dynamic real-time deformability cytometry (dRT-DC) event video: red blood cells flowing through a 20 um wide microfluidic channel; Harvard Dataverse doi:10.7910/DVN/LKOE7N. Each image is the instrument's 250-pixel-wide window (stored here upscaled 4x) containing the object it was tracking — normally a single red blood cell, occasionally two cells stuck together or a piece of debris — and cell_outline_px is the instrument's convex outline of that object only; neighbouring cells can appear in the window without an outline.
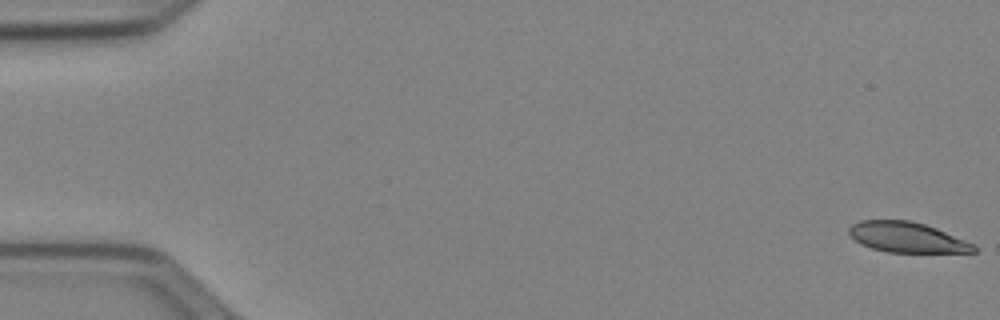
{"species": "Egyptian fruit bat (a non-hibernating species)", "species_latin": "Rousettus aegyptiacus", "temperature_condition": "cold", "stored_images_in_passage": 16, "camera_frame_rate_fps": 3000, "um_per_image_px": 0.085, "animal": {"sex": "female"}, "frame": {"image": 1, "passage_image": 1, "time_ms": 0.0, "image_size_px": [1000, 320], "cell_outline_px": [[976, 252], [888, 252], [872, 248], [860, 244], [848, 232], [848, 228], [852, 224], [860, 220], [908, 220], [924, 224], [936, 228], [976, 244]], "centroid_in_image_um": [77.1, 20.17], "position_along_channel_um": 7.9, "area_um2": 21.96}}